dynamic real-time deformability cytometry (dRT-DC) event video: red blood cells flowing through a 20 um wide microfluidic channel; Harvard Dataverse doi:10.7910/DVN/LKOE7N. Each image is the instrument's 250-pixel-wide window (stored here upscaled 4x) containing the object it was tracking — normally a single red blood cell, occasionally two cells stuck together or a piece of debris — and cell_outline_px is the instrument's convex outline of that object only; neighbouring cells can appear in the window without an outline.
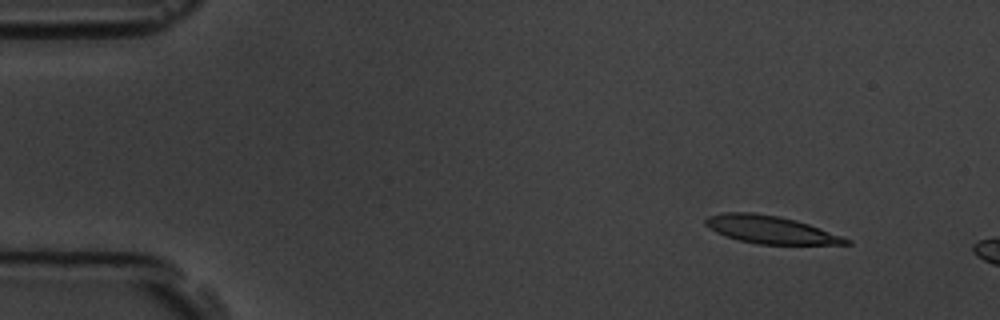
{"species": "common noctule bat (a hibernating species)", "species_latin": "Nyctalus noctula", "temperature_condition": "room temperature", "stored_images_in_passage": 3, "camera_frame_rate_fps": 3000, "um_per_image_px": 0.085, "animal": {"sex": "male", "body_mass_g": 19.5, "forearm_length_mm": 54.6}, "frame": {"image": 1, "passage_image": 1, "time_ms": 0.0, "image_size_px": [1000, 320], "cell_outline_px": [[852, 244], [756, 244], [724, 236], [716, 232], [704, 224], [704, 220], [708, 216], [724, 212], [752, 212], [780, 216], [796, 220], [808, 224], [852, 240]], "centroid_in_image_um": [65.46, 19.51], "position_along_channel_um": 19.5, "area_um2": 22.6}}